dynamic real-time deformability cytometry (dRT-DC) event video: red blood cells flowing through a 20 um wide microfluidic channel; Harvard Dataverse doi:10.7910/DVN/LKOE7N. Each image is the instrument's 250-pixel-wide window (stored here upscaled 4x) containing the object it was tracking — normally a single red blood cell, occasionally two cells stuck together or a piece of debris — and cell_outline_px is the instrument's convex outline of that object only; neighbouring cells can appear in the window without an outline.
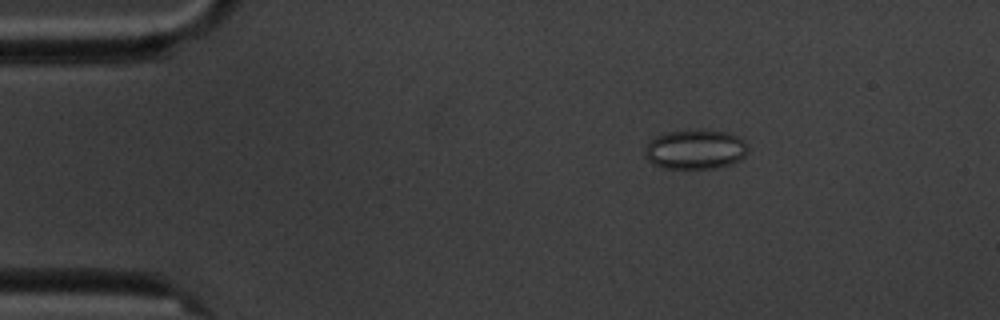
{"species": "common noctule bat (a hibernating species)", "species_latin": "Nyctalus noctula", "temperature_condition": "cold", "stored_images_in_passage": 4, "camera_frame_rate_fps": 3000, "um_per_image_px": 0.085, "animal": {"sex": "male", "body_mass_g": 20.1, "forearm_length_mm": 53.5}, "frame": {"image": 1, "passage_image": 2, "time_ms": 2.0, "image_size_px": [1000, 320], "cell_outline_px": [[748, 148], [744, 156], [740, 160], [732, 164], [716, 168], [664, 168], [652, 164], [644, 156], [644, 148], [656, 136], [668, 132], [728, 132], [744, 140], [748, 144]], "centroid_in_image_um": [59.1, 12.74], "position_along_channel_um": 25.9, "area_um2": 23.29}}